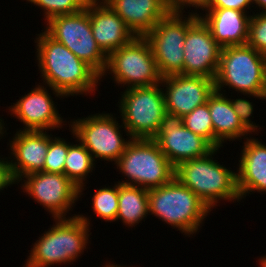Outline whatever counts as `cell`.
Returning <instances> with one entry per match:
<instances>
[{"label":"cell","instance_id":"1","mask_svg":"<svg viewBox=\"0 0 266 267\" xmlns=\"http://www.w3.org/2000/svg\"><path fill=\"white\" fill-rule=\"evenodd\" d=\"M41 31L34 41L43 85L58 98L95 93L101 76L44 29Z\"/></svg>","mask_w":266,"mask_h":267},{"label":"cell","instance_id":"2","mask_svg":"<svg viewBox=\"0 0 266 267\" xmlns=\"http://www.w3.org/2000/svg\"><path fill=\"white\" fill-rule=\"evenodd\" d=\"M90 217L83 214L71 218H56L34 243L23 267H49L73 264L84 252L89 241Z\"/></svg>","mask_w":266,"mask_h":267},{"label":"cell","instance_id":"3","mask_svg":"<svg viewBox=\"0 0 266 267\" xmlns=\"http://www.w3.org/2000/svg\"><path fill=\"white\" fill-rule=\"evenodd\" d=\"M218 151L219 148H214L203 157L182 162L175 167V177L191 189L211 211L221 200H241L236 171L227 169L212 157Z\"/></svg>","mask_w":266,"mask_h":267},{"label":"cell","instance_id":"4","mask_svg":"<svg viewBox=\"0 0 266 267\" xmlns=\"http://www.w3.org/2000/svg\"><path fill=\"white\" fill-rule=\"evenodd\" d=\"M149 213L189 236L202 227L210 214L208 206L176 177L170 182L148 190Z\"/></svg>","mask_w":266,"mask_h":267},{"label":"cell","instance_id":"5","mask_svg":"<svg viewBox=\"0 0 266 267\" xmlns=\"http://www.w3.org/2000/svg\"><path fill=\"white\" fill-rule=\"evenodd\" d=\"M214 83L218 92L228 86L244 96L266 100V55L247 44L223 47Z\"/></svg>","mask_w":266,"mask_h":267},{"label":"cell","instance_id":"6","mask_svg":"<svg viewBox=\"0 0 266 267\" xmlns=\"http://www.w3.org/2000/svg\"><path fill=\"white\" fill-rule=\"evenodd\" d=\"M125 176L119 184L158 188L175 177V167L154 139L132 138L126 150L114 163Z\"/></svg>","mask_w":266,"mask_h":267},{"label":"cell","instance_id":"7","mask_svg":"<svg viewBox=\"0 0 266 267\" xmlns=\"http://www.w3.org/2000/svg\"><path fill=\"white\" fill-rule=\"evenodd\" d=\"M161 84L125 89L119 103L122 124L131 138L153 139L166 112Z\"/></svg>","mask_w":266,"mask_h":267},{"label":"cell","instance_id":"8","mask_svg":"<svg viewBox=\"0 0 266 267\" xmlns=\"http://www.w3.org/2000/svg\"><path fill=\"white\" fill-rule=\"evenodd\" d=\"M109 71V72H108ZM108 73L113 81L126 89L150 87L161 83L156 60L145 37H135L108 56L107 66L101 78Z\"/></svg>","mask_w":266,"mask_h":267},{"label":"cell","instance_id":"9","mask_svg":"<svg viewBox=\"0 0 266 267\" xmlns=\"http://www.w3.org/2000/svg\"><path fill=\"white\" fill-rule=\"evenodd\" d=\"M197 13L190 12L187 17L169 13L144 36L162 77L183 75L184 39L187 30L199 19Z\"/></svg>","mask_w":266,"mask_h":267},{"label":"cell","instance_id":"10","mask_svg":"<svg viewBox=\"0 0 266 267\" xmlns=\"http://www.w3.org/2000/svg\"><path fill=\"white\" fill-rule=\"evenodd\" d=\"M45 31L91 66L100 76L104 74L108 56L94 39L89 13L85 8L74 14L51 18L46 22Z\"/></svg>","mask_w":266,"mask_h":267},{"label":"cell","instance_id":"11","mask_svg":"<svg viewBox=\"0 0 266 267\" xmlns=\"http://www.w3.org/2000/svg\"><path fill=\"white\" fill-rule=\"evenodd\" d=\"M111 113H96L74 120L69 124L71 133L90 152L93 160L99 158L114 163L126 150L131 141L123 124ZM71 126V127H70ZM129 136L123 137L121 129ZM126 139V140H125Z\"/></svg>","mask_w":266,"mask_h":267},{"label":"cell","instance_id":"12","mask_svg":"<svg viewBox=\"0 0 266 267\" xmlns=\"http://www.w3.org/2000/svg\"><path fill=\"white\" fill-rule=\"evenodd\" d=\"M19 182H24L23 192L47 209L54 219L71 218L66 215L79 199L80 188L65 174L39 171L22 177Z\"/></svg>","mask_w":266,"mask_h":267},{"label":"cell","instance_id":"13","mask_svg":"<svg viewBox=\"0 0 266 267\" xmlns=\"http://www.w3.org/2000/svg\"><path fill=\"white\" fill-rule=\"evenodd\" d=\"M174 167L203 157L214 147L203 137L182 124V117L165 112L158 133L153 138Z\"/></svg>","mask_w":266,"mask_h":267},{"label":"cell","instance_id":"14","mask_svg":"<svg viewBox=\"0 0 266 267\" xmlns=\"http://www.w3.org/2000/svg\"><path fill=\"white\" fill-rule=\"evenodd\" d=\"M222 47L199 18L184 39L183 75L215 79Z\"/></svg>","mask_w":266,"mask_h":267},{"label":"cell","instance_id":"15","mask_svg":"<svg viewBox=\"0 0 266 267\" xmlns=\"http://www.w3.org/2000/svg\"><path fill=\"white\" fill-rule=\"evenodd\" d=\"M166 112L183 117L207 102L215 91L214 79L174 74L162 77Z\"/></svg>","mask_w":266,"mask_h":267},{"label":"cell","instance_id":"16","mask_svg":"<svg viewBox=\"0 0 266 267\" xmlns=\"http://www.w3.org/2000/svg\"><path fill=\"white\" fill-rule=\"evenodd\" d=\"M45 86L37 84L33 90L9 107L8 112L24 124L23 130L48 132L51 129H61L65 125L57 105L49 95L51 93L46 89L48 86Z\"/></svg>","mask_w":266,"mask_h":267},{"label":"cell","instance_id":"17","mask_svg":"<svg viewBox=\"0 0 266 267\" xmlns=\"http://www.w3.org/2000/svg\"><path fill=\"white\" fill-rule=\"evenodd\" d=\"M46 131L18 130L9 140L10 169L15 182L22 177L39 171H44L45 157L48 152L52 134ZM12 159V160H11Z\"/></svg>","mask_w":266,"mask_h":267},{"label":"cell","instance_id":"18","mask_svg":"<svg viewBox=\"0 0 266 267\" xmlns=\"http://www.w3.org/2000/svg\"><path fill=\"white\" fill-rule=\"evenodd\" d=\"M93 36L100 49L109 56L136 36L125 22L107 5H86Z\"/></svg>","mask_w":266,"mask_h":267},{"label":"cell","instance_id":"19","mask_svg":"<svg viewBox=\"0 0 266 267\" xmlns=\"http://www.w3.org/2000/svg\"><path fill=\"white\" fill-rule=\"evenodd\" d=\"M199 18L209 28L214 40L223 48L245 45L248 40L249 13L228 8H207Z\"/></svg>","mask_w":266,"mask_h":267},{"label":"cell","instance_id":"20","mask_svg":"<svg viewBox=\"0 0 266 267\" xmlns=\"http://www.w3.org/2000/svg\"><path fill=\"white\" fill-rule=\"evenodd\" d=\"M107 5L136 37H144L170 13L167 0H108Z\"/></svg>","mask_w":266,"mask_h":267},{"label":"cell","instance_id":"21","mask_svg":"<svg viewBox=\"0 0 266 267\" xmlns=\"http://www.w3.org/2000/svg\"><path fill=\"white\" fill-rule=\"evenodd\" d=\"M253 137L243 142L237 168V188L240 198L250 192H266V145Z\"/></svg>","mask_w":266,"mask_h":267},{"label":"cell","instance_id":"22","mask_svg":"<svg viewBox=\"0 0 266 267\" xmlns=\"http://www.w3.org/2000/svg\"><path fill=\"white\" fill-rule=\"evenodd\" d=\"M223 92L215 90L207 100L213 123L214 140L221 147L227 140L235 141L237 139L239 141L251 135L234 112L230 99L227 96L225 97L226 90Z\"/></svg>","mask_w":266,"mask_h":267},{"label":"cell","instance_id":"23","mask_svg":"<svg viewBox=\"0 0 266 267\" xmlns=\"http://www.w3.org/2000/svg\"><path fill=\"white\" fill-rule=\"evenodd\" d=\"M149 214L148 190L139 186L118 183V211L116 221L135 227Z\"/></svg>","mask_w":266,"mask_h":267},{"label":"cell","instance_id":"24","mask_svg":"<svg viewBox=\"0 0 266 267\" xmlns=\"http://www.w3.org/2000/svg\"><path fill=\"white\" fill-rule=\"evenodd\" d=\"M77 145L72 143L68 148V153L65 158L64 174L80 188V197L83 195L84 182L87 179L88 173L95 169V161L90 152L85 146L76 139Z\"/></svg>","mask_w":266,"mask_h":267},{"label":"cell","instance_id":"25","mask_svg":"<svg viewBox=\"0 0 266 267\" xmlns=\"http://www.w3.org/2000/svg\"><path fill=\"white\" fill-rule=\"evenodd\" d=\"M182 124L195 134L206 139L214 148L221 146L214 140L213 123L208 103L197 106L192 112L182 117Z\"/></svg>","mask_w":266,"mask_h":267},{"label":"cell","instance_id":"26","mask_svg":"<svg viewBox=\"0 0 266 267\" xmlns=\"http://www.w3.org/2000/svg\"><path fill=\"white\" fill-rule=\"evenodd\" d=\"M94 213L108 222H115L118 211V182L112 187L99 188L92 197Z\"/></svg>","mask_w":266,"mask_h":267},{"label":"cell","instance_id":"27","mask_svg":"<svg viewBox=\"0 0 266 267\" xmlns=\"http://www.w3.org/2000/svg\"><path fill=\"white\" fill-rule=\"evenodd\" d=\"M43 9L45 23L51 18L60 15L74 14L82 11L85 5L81 0H26Z\"/></svg>","mask_w":266,"mask_h":267},{"label":"cell","instance_id":"28","mask_svg":"<svg viewBox=\"0 0 266 267\" xmlns=\"http://www.w3.org/2000/svg\"><path fill=\"white\" fill-rule=\"evenodd\" d=\"M71 144L61 137H53L50 140L44 162V172L64 174L65 158Z\"/></svg>","mask_w":266,"mask_h":267},{"label":"cell","instance_id":"29","mask_svg":"<svg viewBox=\"0 0 266 267\" xmlns=\"http://www.w3.org/2000/svg\"><path fill=\"white\" fill-rule=\"evenodd\" d=\"M252 13L246 44L253 47L257 52L266 55V13Z\"/></svg>","mask_w":266,"mask_h":267},{"label":"cell","instance_id":"30","mask_svg":"<svg viewBox=\"0 0 266 267\" xmlns=\"http://www.w3.org/2000/svg\"><path fill=\"white\" fill-rule=\"evenodd\" d=\"M230 99V102L232 104V107L234 109V112L236 115L240 118L243 126L252 134L253 132H257L258 130V125L253 123L250 119L252 117V114L254 112V105L252 102L248 101V99H242V98H237V99Z\"/></svg>","mask_w":266,"mask_h":267},{"label":"cell","instance_id":"31","mask_svg":"<svg viewBox=\"0 0 266 267\" xmlns=\"http://www.w3.org/2000/svg\"><path fill=\"white\" fill-rule=\"evenodd\" d=\"M209 0H167L169 12L172 14H183L185 7H194L197 11L206 10ZM184 11V12H183Z\"/></svg>","mask_w":266,"mask_h":267},{"label":"cell","instance_id":"32","mask_svg":"<svg viewBox=\"0 0 266 267\" xmlns=\"http://www.w3.org/2000/svg\"><path fill=\"white\" fill-rule=\"evenodd\" d=\"M251 5L254 8L252 0H209L207 8H228L248 13Z\"/></svg>","mask_w":266,"mask_h":267},{"label":"cell","instance_id":"33","mask_svg":"<svg viewBox=\"0 0 266 267\" xmlns=\"http://www.w3.org/2000/svg\"><path fill=\"white\" fill-rule=\"evenodd\" d=\"M6 158L0 156V191L12 184H17L11 173L10 161L8 157Z\"/></svg>","mask_w":266,"mask_h":267},{"label":"cell","instance_id":"34","mask_svg":"<svg viewBox=\"0 0 266 267\" xmlns=\"http://www.w3.org/2000/svg\"><path fill=\"white\" fill-rule=\"evenodd\" d=\"M253 4H256L255 7L262 9L261 13H266V0H252Z\"/></svg>","mask_w":266,"mask_h":267},{"label":"cell","instance_id":"35","mask_svg":"<svg viewBox=\"0 0 266 267\" xmlns=\"http://www.w3.org/2000/svg\"><path fill=\"white\" fill-rule=\"evenodd\" d=\"M86 5L107 4L108 0H81Z\"/></svg>","mask_w":266,"mask_h":267},{"label":"cell","instance_id":"36","mask_svg":"<svg viewBox=\"0 0 266 267\" xmlns=\"http://www.w3.org/2000/svg\"><path fill=\"white\" fill-rule=\"evenodd\" d=\"M4 120L0 119V137L3 138L2 136H4L3 134L6 132V128L4 127ZM5 130V131H4Z\"/></svg>","mask_w":266,"mask_h":267},{"label":"cell","instance_id":"37","mask_svg":"<svg viewBox=\"0 0 266 267\" xmlns=\"http://www.w3.org/2000/svg\"><path fill=\"white\" fill-rule=\"evenodd\" d=\"M259 265H261L260 267H266V255L263 256L262 258H259Z\"/></svg>","mask_w":266,"mask_h":267},{"label":"cell","instance_id":"38","mask_svg":"<svg viewBox=\"0 0 266 267\" xmlns=\"http://www.w3.org/2000/svg\"><path fill=\"white\" fill-rule=\"evenodd\" d=\"M104 267H125V266H123V265L121 266V265H119V264H118V265H117V264L114 265V264H112V263H107V264H105Z\"/></svg>","mask_w":266,"mask_h":267}]
</instances>
